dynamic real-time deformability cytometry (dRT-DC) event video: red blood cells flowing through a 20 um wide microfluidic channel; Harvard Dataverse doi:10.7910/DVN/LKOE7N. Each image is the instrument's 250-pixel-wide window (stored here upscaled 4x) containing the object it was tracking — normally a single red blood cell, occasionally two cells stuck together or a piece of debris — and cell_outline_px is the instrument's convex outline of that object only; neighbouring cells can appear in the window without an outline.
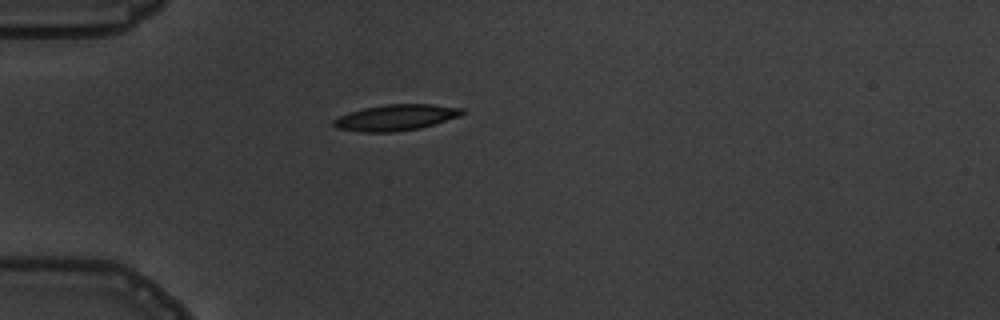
{"species": "common noctule bat (a hibernating species)", "species_latin": "Nyctalus noctula", "temperature_condition": "warm", "stored_images_in_passage": 1, "camera_frame_rate_fps": 3000, "um_per_image_px": 0.085, "animal": {"sex": "male", "body_mass_g": 19.5, "forearm_length_mm": 54.6}, "frame": {"image": 1, "passage_image": 1, "time_ms": 0.0, "image_size_px": [1000, 320], "cell_outline_px": [[468, 112], [460, 116], [432, 124], [416, 128], [392, 132], [360, 132], [336, 128], [332, 124], [332, 120], [340, 116], [364, 108], [388, 104], [432, 104], [464, 108]], "centroid_in_image_um": [33.66, 9.98], "position_along_channel_um": 51.3, "area_um2": 19.31}}